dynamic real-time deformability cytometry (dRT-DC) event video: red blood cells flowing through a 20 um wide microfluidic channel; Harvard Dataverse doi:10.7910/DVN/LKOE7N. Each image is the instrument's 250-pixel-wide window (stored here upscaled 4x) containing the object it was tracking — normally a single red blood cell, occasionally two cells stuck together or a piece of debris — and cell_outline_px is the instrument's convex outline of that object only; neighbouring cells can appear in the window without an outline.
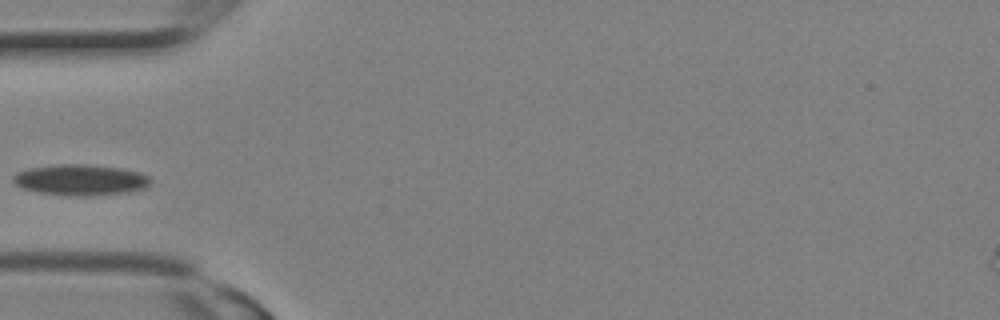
{"species": "Egyptian fruit bat (a non-hibernating species)", "species_latin": "Rousettus aegyptiacus", "temperature_condition": "room temperature", "stored_images_in_passage": 2, "camera_frame_rate_fps": 3000, "um_per_image_px": 0.085, "animal": {"sex": "female"}, "frame": {"image": 1, "passage_image": 2, "time_ms": 0.333, "image_size_px": [1000, 320], "cell_outline_px": [[152, 184], [144, 188], [128, 192], [92, 196], [68, 196], [36, 192], [24, 188], [16, 184], [12, 180], [12, 176], [16, 172], [28, 168], [56, 164], [84, 164], [120, 168], [140, 172], [148, 176], [152, 180]], "centroid_in_image_um": [6.84, 15.29], "position_along_channel_um": 78.2, "area_um2": 25.03}}